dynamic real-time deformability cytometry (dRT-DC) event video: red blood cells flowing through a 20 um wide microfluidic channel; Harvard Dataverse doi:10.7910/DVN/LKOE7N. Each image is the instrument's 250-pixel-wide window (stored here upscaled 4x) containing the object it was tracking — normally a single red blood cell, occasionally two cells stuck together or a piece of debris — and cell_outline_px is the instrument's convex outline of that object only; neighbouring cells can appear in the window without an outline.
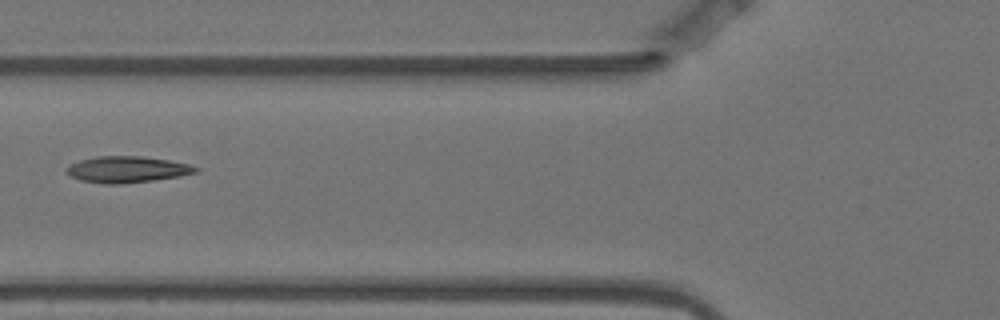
{"species": "Egyptian fruit bat (a non-hibernating species)", "species_latin": "Rousettus aegyptiacus", "temperature_condition": "warm", "stored_images_in_passage": 6, "camera_frame_rate_fps": 3000, "um_per_image_px": 0.085, "animal": {"sex": "female"}, "frame": {"image": 1, "passage_image": 6, "time_ms": 1.667, "image_size_px": [1000, 320], "cell_outline_px": [[200, 172], [180, 176], [152, 180], [120, 184], [108, 184], [80, 180], [64, 172], [64, 168], [80, 160], [96, 156], [144, 156], [168, 160], [188, 164], [200, 168]], "centroid_in_image_um": [10.81, 14.4], "position_along_channel_um": 115.0, "area_um2": 19.83}}